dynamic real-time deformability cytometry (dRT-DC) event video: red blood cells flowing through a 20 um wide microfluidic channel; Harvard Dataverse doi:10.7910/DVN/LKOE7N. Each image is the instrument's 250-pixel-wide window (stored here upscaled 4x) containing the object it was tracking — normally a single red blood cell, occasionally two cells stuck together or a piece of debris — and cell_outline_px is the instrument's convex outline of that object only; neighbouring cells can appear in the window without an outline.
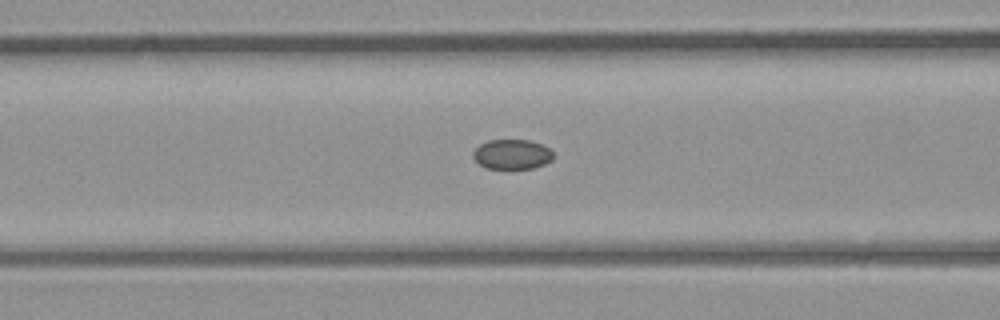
{"species": "common noctule bat (a hibernating species)", "species_latin": "Nyctalus noctula", "temperature_condition": "room temperature", "stored_images_in_passage": 5, "camera_frame_rate_fps": 3000, "um_per_image_px": 0.085, "animal": {"sex": "male", "body_mass_g": 23.1, "forearm_length_mm": 52.7}, "frame": {"image": 1, "passage_image": 5, "time_ms": 4.667, "image_size_px": [1000, 320], "cell_outline_px": [[552, 160], [544, 164], [532, 168], [484, 168], [472, 156], [472, 152], [480, 144], [488, 140], [528, 140], [544, 144], [552, 148]], "centroid_in_image_um": [43.54, 13.1], "position_along_channel_um": 123.1, "area_um2": 13.99}}